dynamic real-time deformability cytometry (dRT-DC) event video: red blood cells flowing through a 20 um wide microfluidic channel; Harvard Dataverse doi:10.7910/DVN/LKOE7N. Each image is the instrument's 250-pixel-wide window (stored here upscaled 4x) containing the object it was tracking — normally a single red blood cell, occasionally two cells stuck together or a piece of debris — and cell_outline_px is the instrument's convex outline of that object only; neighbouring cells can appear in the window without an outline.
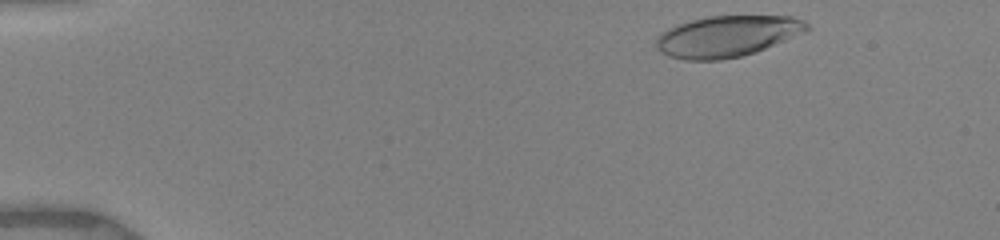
{"species": "human", "species_latin": "Homo sapiens", "temperature_condition": "warm", "stored_images_in_passage": 9, "camera_frame_rate_fps": 3000, "um_per_image_px": 0.085, "donor": {"sex": "female"}, "frame": {"image": 1, "passage_image": 2, "time_ms": 0.333, "image_size_px": [1000, 240], "cell_outline_px": [[812, 28], [808, 32], [756, 52], [740, 56], [720, 60], [684, 60], [668, 56], [660, 52], [656, 48], [656, 36], [660, 32], [676, 24], [708, 16], [792, 16], [804, 20]], "centroid_in_image_um": [61.83, 3.08], "position_along_channel_um": 23.2, "area_um2": 36.65}}